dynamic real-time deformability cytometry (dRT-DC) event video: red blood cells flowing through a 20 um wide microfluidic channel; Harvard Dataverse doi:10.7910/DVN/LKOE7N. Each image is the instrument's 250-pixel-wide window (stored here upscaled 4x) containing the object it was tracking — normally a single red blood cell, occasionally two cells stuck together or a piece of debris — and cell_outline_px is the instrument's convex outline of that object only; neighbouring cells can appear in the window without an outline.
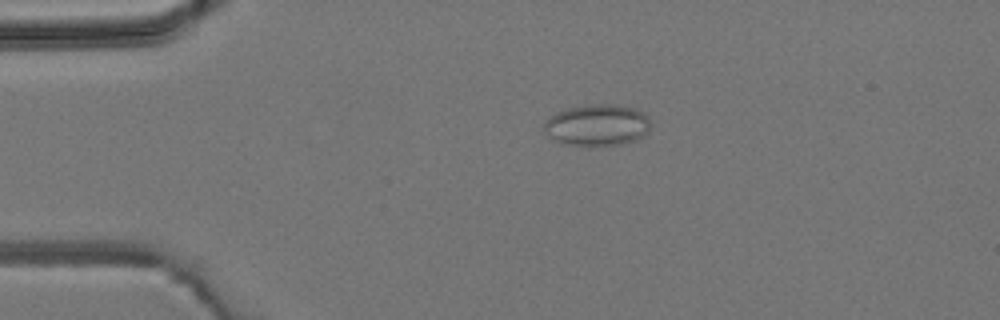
{"species": "common noctule bat (a hibernating species)", "species_latin": "Nyctalus noctula", "temperature_condition": "room temperature", "stored_images_in_passage": 2, "camera_frame_rate_fps": 3000, "um_per_image_px": 0.085, "animal": {"sex": "male", "body_mass_g": 19.2, "forearm_length_mm": 51.8}, "frame": {"image": 1, "passage_image": 1, "time_ms": 0.0, "image_size_px": [1000, 320], "cell_outline_px": [[648, 132], [644, 136], [636, 140], [620, 144], [588, 148], [564, 144], [552, 140], [540, 128], [544, 120], [548, 116], [556, 112], [568, 108], [592, 104], [612, 104], [636, 108], [648, 116]], "centroid_in_image_um": [50.68, 10.67], "position_along_channel_um": 34.3, "area_um2": 26.65}}